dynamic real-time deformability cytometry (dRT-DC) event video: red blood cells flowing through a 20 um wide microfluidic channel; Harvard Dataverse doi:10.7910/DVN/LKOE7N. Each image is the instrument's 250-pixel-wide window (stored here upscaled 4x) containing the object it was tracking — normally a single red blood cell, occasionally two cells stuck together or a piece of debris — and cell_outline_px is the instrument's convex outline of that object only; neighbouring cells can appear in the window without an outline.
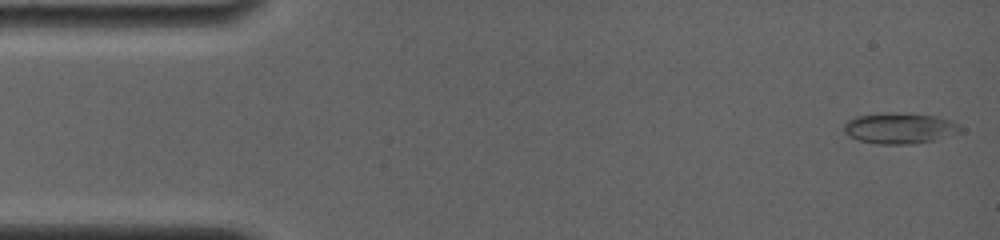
{"species": "common noctule bat (a hibernating species)", "species_latin": "Nyctalus noctula", "temperature_condition": "room temperature", "stored_images_in_passage": 20, "camera_frame_rate_fps": 4000, "um_per_image_px": 0.085, "animal": {"sex": "female", "body_mass_g": 19.0, "forearm_length_mm": 56.7}, "frame": {"image": 1, "passage_image": 1, "time_ms": 0.0, "image_size_px": [1000, 240], "cell_outline_px": [[964, 128], [960, 132], [936, 140], [912, 144], [876, 144], [860, 140], [848, 136], [844, 132], [844, 124], [848, 120], [856, 116], [888, 112], [896, 112], [936, 116], [948, 120]], "centroid_in_image_um": [76.45, 10.9], "position_along_channel_um": 8.5, "area_um2": 20.98}}
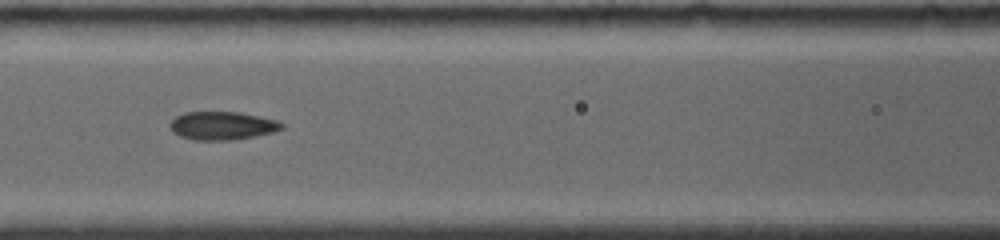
{"frame": {"image": 2, "passage_image": 13, "time_ms": 6.5, "image_size_px": [1000, 240], "cell_outline_px": [[284, 128], [272, 132], [232, 140], [192, 140], [180, 136], [172, 132], [168, 128], [168, 124], [176, 116], [184, 112], [240, 112], [276, 120], [284, 124]], "centroid_in_image_um": [18.83, 10.68], "position_along_channel_um": 147.8, "area_um2": 18.44}}
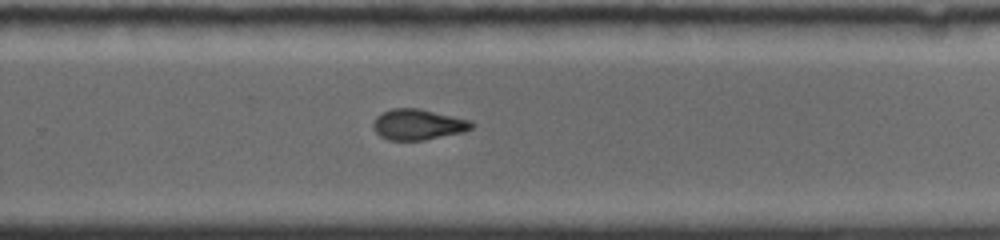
{"frame": {"image": 3, "passage_image": 20, "time_ms": 10.25, "image_size_px": [1000, 240], "cell_outline_px": [[476, 124], [472, 128], [464, 132], [424, 140], [388, 140], [380, 136], [376, 132], [372, 124], [376, 116], [392, 108], [420, 108], [472, 120]], "centroid_in_image_um": [35.57, 10.58], "position_along_channel_um": 294.2, "area_um2": 17.8}}